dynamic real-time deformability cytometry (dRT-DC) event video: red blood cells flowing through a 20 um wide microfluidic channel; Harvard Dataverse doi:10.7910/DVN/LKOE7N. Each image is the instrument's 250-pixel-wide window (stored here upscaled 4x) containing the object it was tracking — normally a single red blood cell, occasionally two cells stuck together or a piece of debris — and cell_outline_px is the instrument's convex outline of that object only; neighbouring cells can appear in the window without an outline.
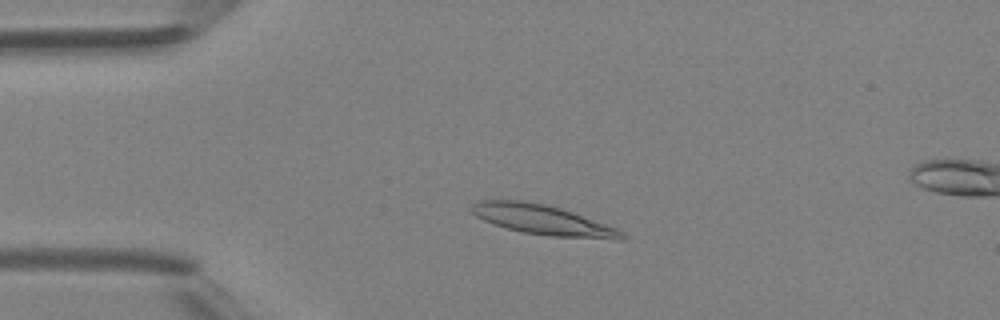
{"species": "Egyptian fruit bat (a non-hibernating species)", "species_latin": "Rousettus aegyptiacus", "temperature_condition": "room temperature", "stored_images_in_passage": 4, "camera_frame_rate_fps": 3000, "um_per_image_px": 0.085, "animal": {"sex": "female"}, "frame": {"image": 1, "passage_image": 2, "time_ms": 1.0, "image_size_px": [1000, 320], "cell_outline_px": [[628, 236], [624, 240], [616, 240], [548, 236], [520, 232], [484, 220], [468, 212], [468, 208], [476, 200], [520, 200], [548, 204], [572, 212], [616, 228], [624, 232]], "centroid_in_image_um": [46.13, 18.69], "position_along_channel_um": 38.9, "area_um2": 26.47}}